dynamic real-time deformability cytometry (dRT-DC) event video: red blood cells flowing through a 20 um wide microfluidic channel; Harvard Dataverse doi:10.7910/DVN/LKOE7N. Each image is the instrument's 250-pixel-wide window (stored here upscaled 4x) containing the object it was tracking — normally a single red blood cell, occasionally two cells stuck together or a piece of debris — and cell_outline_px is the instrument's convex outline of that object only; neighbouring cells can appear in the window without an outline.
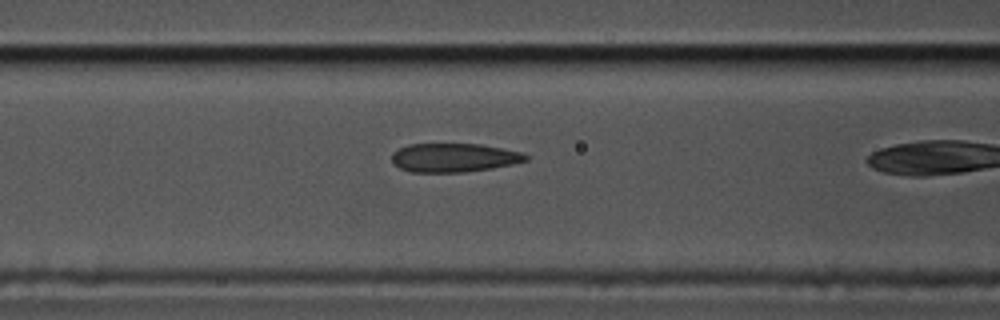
{"species": "common noctule bat (a hibernating species)", "species_latin": "Nyctalus noctula", "temperature_condition": "cold", "stored_images_in_passage": 8, "camera_frame_rate_fps": 3000, "um_per_image_px": 0.085, "animal": {"sex": "male", "body_mass_g": 17.5, "forearm_length_mm": 52.3}, "frame": {"image": 1, "passage_image": 3, "time_ms": 0.667, "image_size_px": [1000, 320], "cell_outline_px": [[528, 160], [512, 164], [492, 168], [464, 172], [412, 172], [400, 168], [392, 164], [392, 152], [408, 144], [480, 144], [520, 152], [528, 156]], "centroid_in_image_um": [38.54, 13.4], "position_along_channel_um": 128.1, "area_um2": 22.37}}